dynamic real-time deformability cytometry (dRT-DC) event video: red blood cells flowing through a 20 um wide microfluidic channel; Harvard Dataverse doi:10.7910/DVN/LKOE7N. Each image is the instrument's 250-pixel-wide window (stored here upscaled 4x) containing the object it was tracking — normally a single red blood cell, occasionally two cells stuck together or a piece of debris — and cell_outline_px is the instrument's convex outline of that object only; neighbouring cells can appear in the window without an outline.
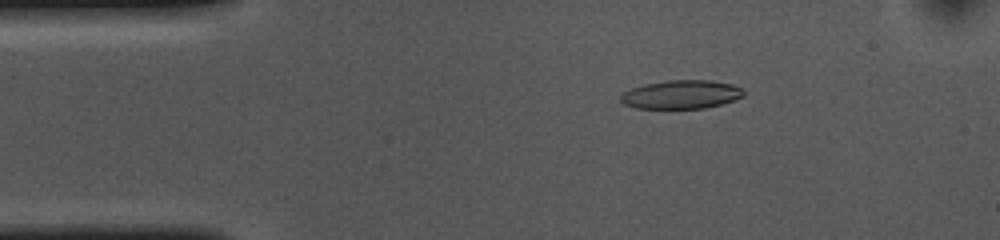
{"species": "common noctule bat (a hibernating species)", "species_latin": "Nyctalus noctula", "temperature_condition": "cold", "stored_images_in_passage": 53, "camera_frame_rate_fps": 3000, "um_per_image_px": 0.085, "animal": {"sex": "female", "body_mass_g": 10.0, "forearm_length_mm": 53.1}, "frame": {"image": 1, "passage_image": 8, "time_ms": 2.333, "image_size_px": [1000, 240], "cell_outline_px": [[744, 96], [720, 104], [704, 108], [636, 108], [624, 104], [620, 100], [620, 96], [624, 92], [632, 88], [644, 84], [668, 80], [712, 80], [732, 84], [740, 88], [744, 92]], "centroid_in_image_um": [57.89, 8.02], "position_along_channel_um": 27.1, "area_um2": 20.35}}
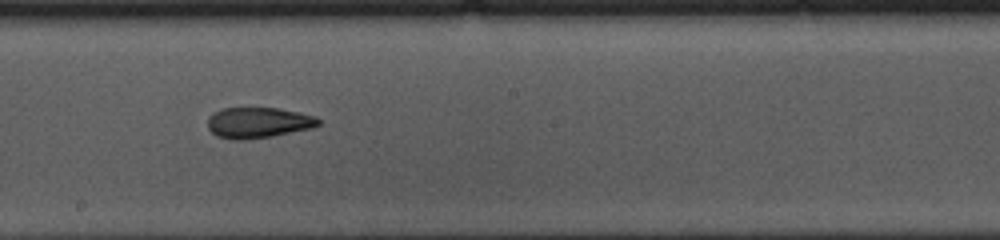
{"frame": {"image": 2, "passage_image": 28, "time_ms": 9.0, "image_size_px": [1000, 240], "cell_outline_px": [[320, 124], [312, 128], [272, 136], [244, 140], [232, 140], [216, 136], [208, 128], [208, 116], [212, 112], [220, 108], [276, 108], [300, 112], [316, 116], [320, 120]], "centroid_in_image_um": [21.93, 10.42], "position_along_channel_um": 226.3, "area_um2": 20.06}}
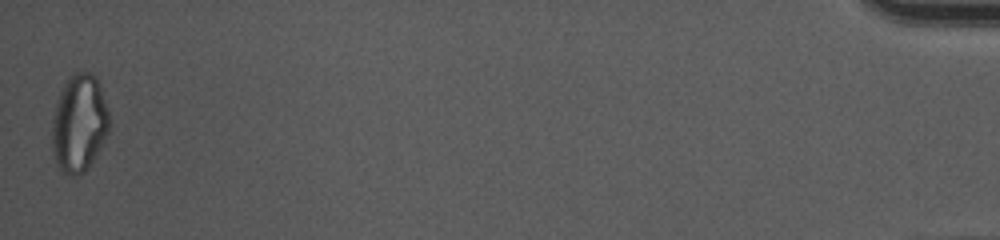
{"frame": {"image": 3, "passage_image": 53, "time_ms": 17.333, "image_size_px": [1000, 240], "cell_outline_px": [[108, 132], [100, 148], [88, 168], [84, 172], [76, 176], [68, 176], [60, 172], [56, 164], [52, 148], [52, 124], [56, 104], [60, 92], [68, 76], [76, 72], [92, 72], [96, 76], [108, 108]], "centroid_in_image_um": [6.71, 10.5], "position_along_channel_um": 428.5, "area_um2": 32.66}, "authors_computed_cell_mechanics": {"area_um2": 20.7502, "velocity_mm_per_s": 3.6283, "shape_relaxation_time_tau1_ms": null, "shape_relaxation_time_tau2_ms": 2.9269, "deformation_change_tau1": null, "deformation_change_tau2": 0.1152}}